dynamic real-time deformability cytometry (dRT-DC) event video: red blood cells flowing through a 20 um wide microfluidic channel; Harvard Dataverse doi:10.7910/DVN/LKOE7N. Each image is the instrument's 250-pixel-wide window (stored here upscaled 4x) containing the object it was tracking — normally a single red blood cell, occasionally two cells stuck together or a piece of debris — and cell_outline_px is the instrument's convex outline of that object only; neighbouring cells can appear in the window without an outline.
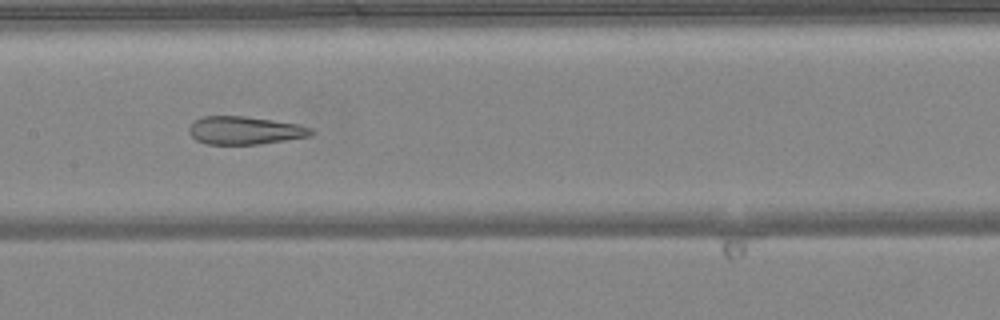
{"species": "common noctule bat (a hibernating species)", "species_latin": "Nyctalus noctula", "temperature_condition": "warm", "stored_images_in_passage": 46, "camera_frame_rate_fps": 3000, "um_per_image_px": 0.085, "animal": {"sex": "female", "body_mass_g": 24.6, "forearm_length_mm": 56.2}, "frame": {"image": 1, "passage_image": 21, "time_ms": 6.667, "image_size_px": [1000, 320], "cell_outline_px": [[316, 132], [312, 136], [260, 144], [208, 144], [196, 140], [188, 132], [188, 128], [196, 120], [204, 116], [244, 116], [272, 120], [296, 124], [312, 128]], "centroid_in_image_um": [20.84, 11.09], "position_along_channel_um": 186.6, "area_um2": 19.88}}
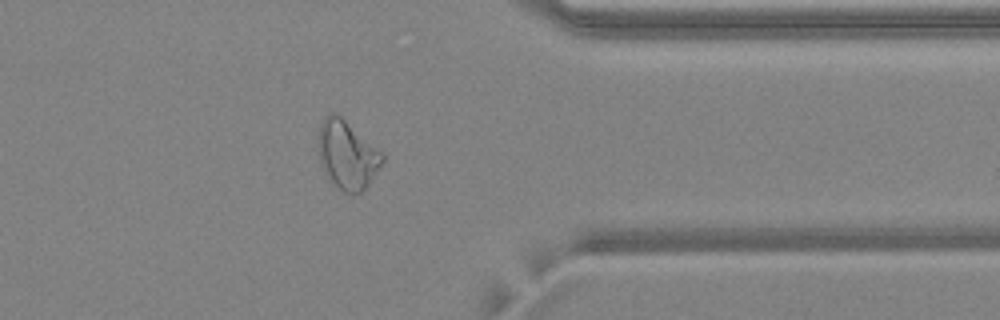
{"frame": {"image": 2, "passage_image": 36, "time_ms": 11.667, "image_size_px": [1000, 320], "cell_outline_px": [[384, 160], [368, 184], [360, 192], [344, 192], [324, 172], [320, 164], [320, 124], [324, 116], [332, 112], [336, 112], [384, 152]], "centroid_in_image_um": [29.54, 13.11], "position_along_channel_um": 381.9, "area_um2": 25.03}}
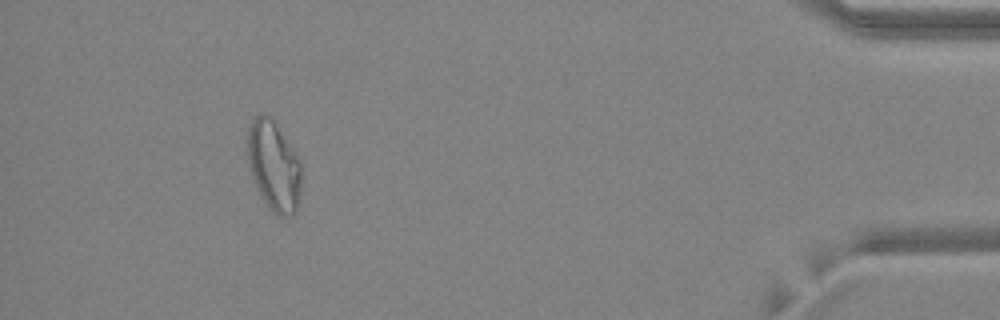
{"frame": {"image": 3, "passage_image": 42, "time_ms": 13.667, "image_size_px": [1000, 320], "cell_outline_px": [[300, 204], [296, 212], [292, 216], [280, 216], [264, 200], [248, 168], [244, 140], [252, 116], [260, 112], [268, 112], [272, 116], [300, 160]], "centroid_in_image_um": [23.23, 13.98], "position_along_channel_um": 412.0, "area_um2": 29.02}, "authors_computed_cell_mechanics": {"area_um2": 25.4898, "velocity_mm_per_s": 4.1382, "shape_relaxation_time_tau1_ms": null, "shape_relaxation_time_tau2_ms": 2.1375, "deformation_change_tau1": null, "deformation_change_tau2": 0.1051}}